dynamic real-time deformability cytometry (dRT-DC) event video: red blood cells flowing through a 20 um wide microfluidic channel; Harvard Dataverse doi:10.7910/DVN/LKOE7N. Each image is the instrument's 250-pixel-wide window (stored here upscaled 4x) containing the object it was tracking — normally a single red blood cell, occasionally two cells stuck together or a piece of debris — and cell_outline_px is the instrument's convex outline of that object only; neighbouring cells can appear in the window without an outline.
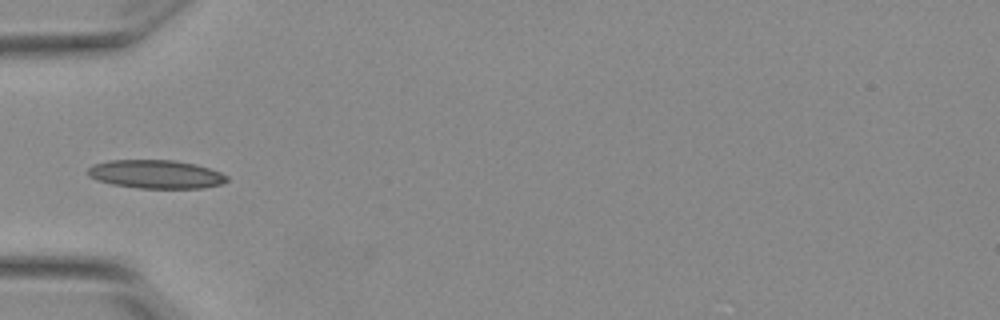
{"species": "Egyptian fruit bat (a non-hibernating species)", "species_latin": "Rousettus aegyptiacus", "temperature_condition": "warm", "stored_images_in_passage": 28, "camera_frame_rate_fps": 3000, "um_per_image_px": 0.085, "animal": {"sex": "female"}, "frame": {"image": 1, "passage_image": 2, "time_ms": 0.333, "image_size_px": [1000, 320], "cell_outline_px": [[228, 180], [220, 184], [204, 188], [136, 188], [112, 184], [96, 180], [88, 176], [88, 168], [92, 164], [108, 160], [176, 160], [196, 164], [220, 172], [228, 176]], "centroid_in_image_um": [13.23, 14.8], "position_along_channel_um": 71.8, "area_um2": 23.24}}
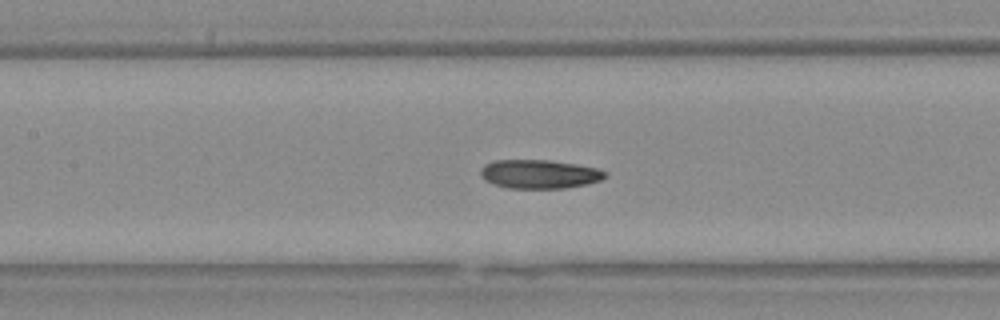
{"frame": {"image": 2, "passage_image": 9, "time_ms": 2.667, "image_size_px": [1000, 320], "cell_outline_px": [[608, 172], [600, 180], [584, 184], [564, 188], [508, 188], [492, 184], [484, 180], [480, 176], [480, 168], [484, 164], [496, 160], [548, 160], [576, 164], [596, 168]], "centroid_in_image_um": [45.78, 14.79], "position_along_channel_um": 161.6, "area_um2": 20.87}}
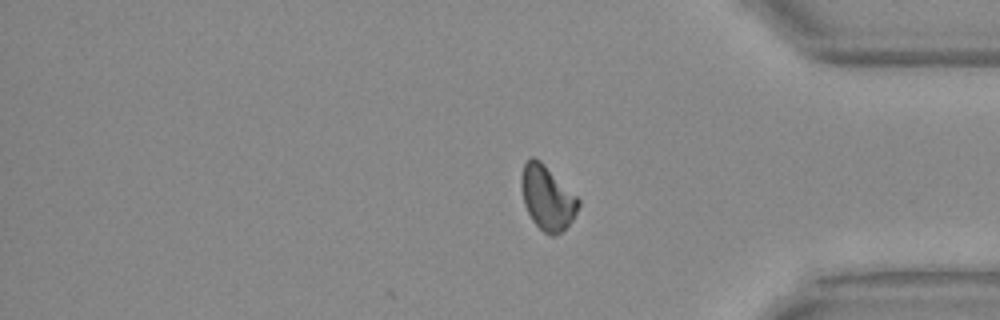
{"frame": {"image": 3, "passage_image": 28, "time_ms": 9.0, "image_size_px": [1000, 320], "cell_outline_px": [[580, 204], [572, 220], [556, 236], [552, 236], [544, 232], [532, 220], [524, 204], [520, 184], [520, 180], [524, 164], [532, 156], [540, 160], [580, 200]], "centroid_in_image_um": [46.5, 16.81], "position_along_channel_um": 388.7, "area_um2": 21.04}, "authors_computed_cell_mechanics": {"area_um2": 20.7213, "velocity_mm_per_s": 3.8348, "shape_relaxation_time_tau1_ms": null, "shape_relaxation_time_tau2_ms": 3.3208, "deformation_change_tau1": null, "deformation_change_tau2": 0.0952}}